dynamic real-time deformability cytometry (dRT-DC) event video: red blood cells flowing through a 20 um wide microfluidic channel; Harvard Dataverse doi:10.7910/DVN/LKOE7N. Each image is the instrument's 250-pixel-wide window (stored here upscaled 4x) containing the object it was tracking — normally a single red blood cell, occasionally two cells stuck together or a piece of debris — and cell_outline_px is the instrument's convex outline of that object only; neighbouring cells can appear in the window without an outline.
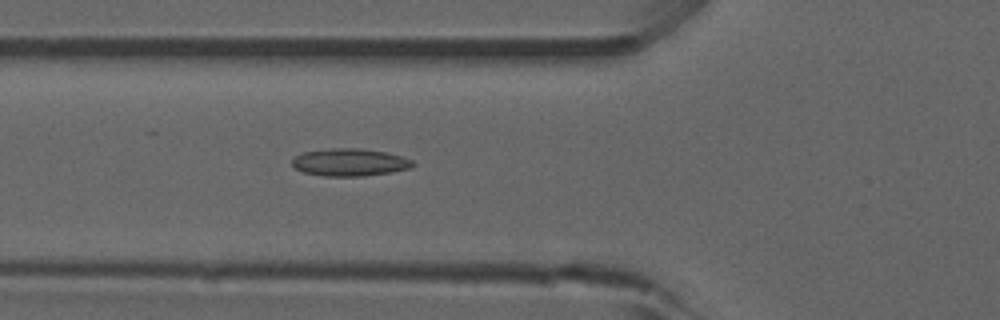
{"species": "common noctule bat (a hibernating species)", "species_latin": "Nyctalus noctula", "temperature_condition": "room temperature", "stored_images_in_passage": 23, "camera_frame_rate_fps": 3000, "um_per_image_px": 0.085, "animal": {"sex": "male", "forearm_length_mm": 52.5}, "frame": {"image": 1, "passage_image": 19, "time_ms": 6.0, "image_size_px": [1000, 320], "cell_outline_px": [[416, 164], [412, 168], [392, 172], [364, 176], [324, 176], [304, 172], [292, 168], [292, 160], [296, 156], [304, 152], [332, 148], [360, 148], [384, 152], [400, 156], [412, 160]], "centroid_in_image_um": [29.73, 13.8], "position_along_channel_um": 96.1, "area_um2": 19.36}}